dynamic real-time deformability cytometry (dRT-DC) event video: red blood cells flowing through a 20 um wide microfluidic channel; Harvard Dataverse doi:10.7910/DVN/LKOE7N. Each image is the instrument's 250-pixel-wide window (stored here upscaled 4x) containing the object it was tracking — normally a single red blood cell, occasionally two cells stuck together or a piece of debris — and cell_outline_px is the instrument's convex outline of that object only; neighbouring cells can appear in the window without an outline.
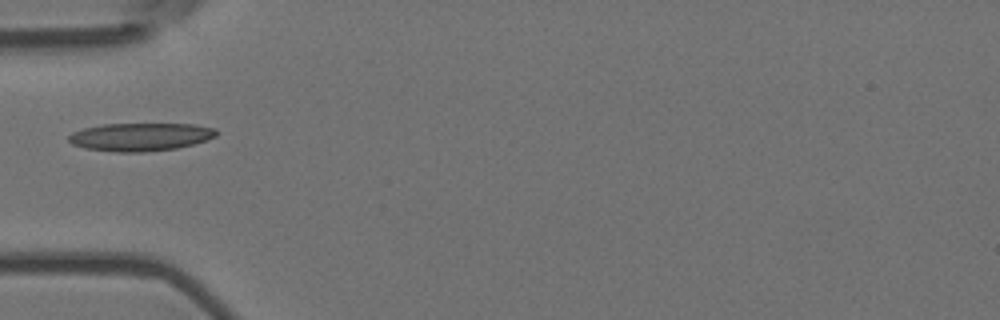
{"species": "Egyptian fruit bat (a non-hibernating species)", "species_latin": "Rousettus aegyptiacus", "temperature_condition": "room temperature", "stored_images_in_passage": 27, "camera_frame_rate_fps": 3000, "um_per_image_px": 0.085, "animal": {"sex": "female"}, "frame": {"image": 1, "passage_image": 1, "time_ms": 0.0, "image_size_px": [1000, 320], "cell_outline_px": [[220, 132], [216, 136], [192, 144], [176, 148], [144, 152], [116, 152], [84, 148], [72, 144], [68, 140], [68, 136], [72, 132], [84, 128], [104, 124], [196, 124], [216, 128]], "centroid_in_image_um": [11.94, 11.63], "position_along_channel_um": 73.1, "area_um2": 24.16}}
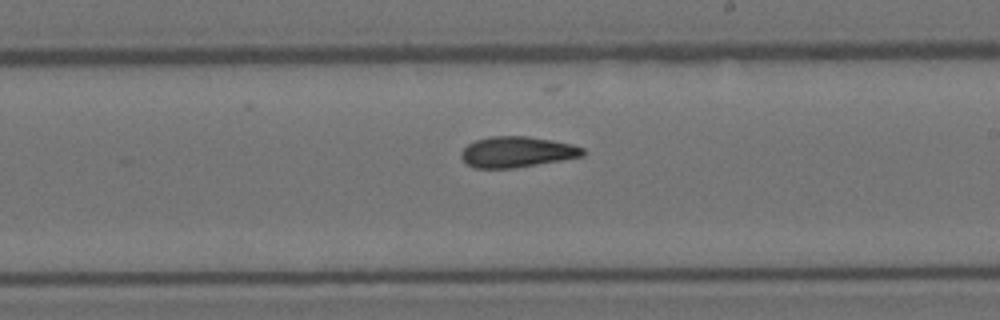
{"frame": {"image": 2, "passage_image": 15, "time_ms": 4.667, "image_size_px": [1000, 320], "cell_outline_px": [[584, 156], [516, 168], [472, 168], [460, 156], [460, 152], [468, 144], [476, 140], [492, 136], [528, 136], [552, 140], [572, 144], [584, 148]], "centroid_in_image_um": [43.94, 12.92], "position_along_channel_um": 245.1, "area_um2": 21.85}}
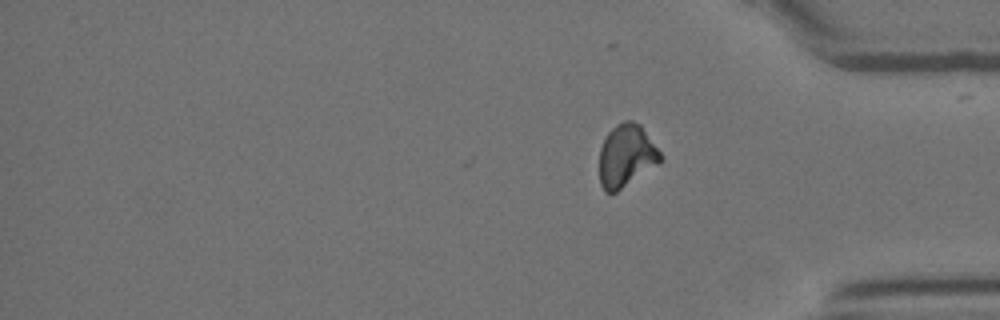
{"frame": {"image": 3, "passage_image": 27, "time_ms": 8.667, "image_size_px": [1000, 320], "cell_outline_px": [[664, 156], [656, 164], [616, 192], [604, 192], [600, 184], [600, 148], [608, 132], [616, 124], [624, 120], [632, 120], [640, 124]], "centroid_in_image_um": [53.22, 13.21], "position_along_channel_um": 382.0, "area_um2": 21.96}}